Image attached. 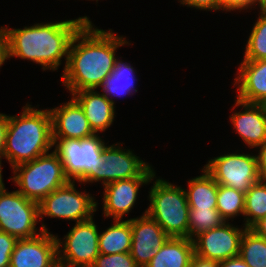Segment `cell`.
I'll return each mask as SVG.
<instances>
[{
  "mask_svg": "<svg viewBox=\"0 0 266 267\" xmlns=\"http://www.w3.org/2000/svg\"><path fill=\"white\" fill-rule=\"evenodd\" d=\"M49 111L53 139H83L95 134L82 107L73 97Z\"/></svg>",
  "mask_w": 266,
  "mask_h": 267,
  "instance_id": "16",
  "label": "cell"
},
{
  "mask_svg": "<svg viewBox=\"0 0 266 267\" xmlns=\"http://www.w3.org/2000/svg\"><path fill=\"white\" fill-rule=\"evenodd\" d=\"M17 240L15 236L0 231V267H9L10 257Z\"/></svg>",
  "mask_w": 266,
  "mask_h": 267,
  "instance_id": "30",
  "label": "cell"
},
{
  "mask_svg": "<svg viewBox=\"0 0 266 267\" xmlns=\"http://www.w3.org/2000/svg\"><path fill=\"white\" fill-rule=\"evenodd\" d=\"M56 235L42 231L32 238L18 239L9 267H55L58 264Z\"/></svg>",
  "mask_w": 266,
  "mask_h": 267,
  "instance_id": "14",
  "label": "cell"
},
{
  "mask_svg": "<svg viewBox=\"0 0 266 267\" xmlns=\"http://www.w3.org/2000/svg\"><path fill=\"white\" fill-rule=\"evenodd\" d=\"M258 236L266 239V217L260 219L251 228Z\"/></svg>",
  "mask_w": 266,
  "mask_h": 267,
  "instance_id": "38",
  "label": "cell"
},
{
  "mask_svg": "<svg viewBox=\"0 0 266 267\" xmlns=\"http://www.w3.org/2000/svg\"><path fill=\"white\" fill-rule=\"evenodd\" d=\"M82 107L87 120L95 133L104 132L115 119V104L103 93L82 90L71 95Z\"/></svg>",
  "mask_w": 266,
  "mask_h": 267,
  "instance_id": "19",
  "label": "cell"
},
{
  "mask_svg": "<svg viewBox=\"0 0 266 267\" xmlns=\"http://www.w3.org/2000/svg\"><path fill=\"white\" fill-rule=\"evenodd\" d=\"M234 86H237L236 99L257 104L266 97V59L242 61L238 67Z\"/></svg>",
  "mask_w": 266,
  "mask_h": 267,
  "instance_id": "18",
  "label": "cell"
},
{
  "mask_svg": "<svg viewBox=\"0 0 266 267\" xmlns=\"http://www.w3.org/2000/svg\"><path fill=\"white\" fill-rule=\"evenodd\" d=\"M194 254L193 240L169 237L145 267H190Z\"/></svg>",
  "mask_w": 266,
  "mask_h": 267,
  "instance_id": "20",
  "label": "cell"
},
{
  "mask_svg": "<svg viewBox=\"0 0 266 267\" xmlns=\"http://www.w3.org/2000/svg\"><path fill=\"white\" fill-rule=\"evenodd\" d=\"M190 267H219V262L205 259L194 254Z\"/></svg>",
  "mask_w": 266,
  "mask_h": 267,
  "instance_id": "35",
  "label": "cell"
},
{
  "mask_svg": "<svg viewBox=\"0 0 266 267\" xmlns=\"http://www.w3.org/2000/svg\"><path fill=\"white\" fill-rule=\"evenodd\" d=\"M250 32L243 61L266 59V8H260V14Z\"/></svg>",
  "mask_w": 266,
  "mask_h": 267,
  "instance_id": "27",
  "label": "cell"
},
{
  "mask_svg": "<svg viewBox=\"0 0 266 267\" xmlns=\"http://www.w3.org/2000/svg\"><path fill=\"white\" fill-rule=\"evenodd\" d=\"M7 60L6 27H0V67Z\"/></svg>",
  "mask_w": 266,
  "mask_h": 267,
  "instance_id": "36",
  "label": "cell"
},
{
  "mask_svg": "<svg viewBox=\"0 0 266 267\" xmlns=\"http://www.w3.org/2000/svg\"><path fill=\"white\" fill-rule=\"evenodd\" d=\"M113 222L114 224L99 233V253L109 255L130 252L132 243L130 219H114Z\"/></svg>",
  "mask_w": 266,
  "mask_h": 267,
  "instance_id": "22",
  "label": "cell"
},
{
  "mask_svg": "<svg viewBox=\"0 0 266 267\" xmlns=\"http://www.w3.org/2000/svg\"><path fill=\"white\" fill-rule=\"evenodd\" d=\"M39 221V203L27 199L17 190H0V231L17 239L32 238L47 231L46 224L36 228ZM40 231V232H37Z\"/></svg>",
  "mask_w": 266,
  "mask_h": 267,
  "instance_id": "7",
  "label": "cell"
},
{
  "mask_svg": "<svg viewBox=\"0 0 266 267\" xmlns=\"http://www.w3.org/2000/svg\"><path fill=\"white\" fill-rule=\"evenodd\" d=\"M243 226L251 228L260 219L266 217V179H260L245 192Z\"/></svg>",
  "mask_w": 266,
  "mask_h": 267,
  "instance_id": "24",
  "label": "cell"
},
{
  "mask_svg": "<svg viewBox=\"0 0 266 267\" xmlns=\"http://www.w3.org/2000/svg\"><path fill=\"white\" fill-rule=\"evenodd\" d=\"M2 161H0V190H2L5 186H4V183H3V176H2Z\"/></svg>",
  "mask_w": 266,
  "mask_h": 267,
  "instance_id": "41",
  "label": "cell"
},
{
  "mask_svg": "<svg viewBox=\"0 0 266 267\" xmlns=\"http://www.w3.org/2000/svg\"><path fill=\"white\" fill-rule=\"evenodd\" d=\"M91 267H139L130 252L105 255L100 253Z\"/></svg>",
  "mask_w": 266,
  "mask_h": 267,
  "instance_id": "29",
  "label": "cell"
},
{
  "mask_svg": "<svg viewBox=\"0 0 266 267\" xmlns=\"http://www.w3.org/2000/svg\"><path fill=\"white\" fill-rule=\"evenodd\" d=\"M230 222L198 234L194 239L195 255L218 262L239 256L242 236L247 229Z\"/></svg>",
  "mask_w": 266,
  "mask_h": 267,
  "instance_id": "11",
  "label": "cell"
},
{
  "mask_svg": "<svg viewBox=\"0 0 266 267\" xmlns=\"http://www.w3.org/2000/svg\"><path fill=\"white\" fill-rule=\"evenodd\" d=\"M122 143L105 145L97 166V182L103 186L122 179L140 177L151 165L136 156L130 149H122Z\"/></svg>",
  "mask_w": 266,
  "mask_h": 267,
  "instance_id": "12",
  "label": "cell"
},
{
  "mask_svg": "<svg viewBox=\"0 0 266 267\" xmlns=\"http://www.w3.org/2000/svg\"><path fill=\"white\" fill-rule=\"evenodd\" d=\"M182 5H187L190 8H196L198 10L217 11L226 9L220 4L219 0H179Z\"/></svg>",
  "mask_w": 266,
  "mask_h": 267,
  "instance_id": "31",
  "label": "cell"
},
{
  "mask_svg": "<svg viewBox=\"0 0 266 267\" xmlns=\"http://www.w3.org/2000/svg\"><path fill=\"white\" fill-rule=\"evenodd\" d=\"M204 168L217 184L244 193L261 179L258 173L256 155L248 153H227L214 157L208 160Z\"/></svg>",
  "mask_w": 266,
  "mask_h": 267,
  "instance_id": "10",
  "label": "cell"
},
{
  "mask_svg": "<svg viewBox=\"0 0 266 267\" xmlns=\"http://www.w3.org/2000/svg\"><path fill=\"white\" fill-rule=\"evenodd\" d=\"M8 127V115L0 113V161L4 155L6 132Z\"/></svg>",
  "mask_w": 266,
  "mask_h": 267,
  "instance_id": "34",
  "label": "cell"
},
{
  "mask_svg": "<svg viewBox=\"0 0 266 267\" xmlns=\"http://www.w3.org/2000/svg\"><path fill=\"white\" fill-rule=\"evenodd\" d=\"M132 243L130 254L139 267H145L158 253L169 236L146 210L142 216L130 218Z\"/></svg>",
  "mask_w": 266,
  "mask_h": 267,
  "instance_id": "15",
  "label": "cell"
},
{
  "mask_svg": "<svg viewBox=\"0 0 266 267\" xmlns=\"http://www.w3.org/2000/svg\"><path fill=\"white\" fill-rule=\"evenodd\" d=\"M239 256L250 267H266V239L247 228L241 239Z\"/></svg>",
  "mask_w": 266,
  "mask_h": 267,
  "instance_id": "25",
  "label": "cell"
},
{
  "mask_svg": "<svg viewBox=\"0 0 266 267\" xmlns=\"http://www.w3.org/2000/svg\"><path fill=\"white\" fill-rule=\"evenodd\" d=\"M189 239L226 222L217 209H189Z\"/></svg>",
  "mask_w": 266,
  "mask_h": 267,
  "instance_id": "28",
  "label": "cell"
},
{
  "mask_svg": "<svg viewBox=\"0 0 266 267\" xmlns=\"http://www.w3.org/2000/svg\"><path fill=\"white\" fill-rule=\"evenodd\" d=\"M97 227L92 217L86 221L77 222L62 238L64 241L56 235L58 263L64 267H91L100 254Z\"/></svg>",
  "mask_w": 266,
  "mask_h": 267,
  "instance_id": "9",
  "label": "cell"
},
{
  "mask_svg": "<svg viewBox=\"0 0 266 267\" xmlns=\"http://www.w3.org/2000/svg\"><path fill=\"white\" fill-rule=\"evenodd\" d=\"M220 4L226 9V12L236 10H247L253 8L254 0H219Z\"/></svg>",
  "mask_w": 266,
  "mask_h": 267,
  "instance_id": "32",
  "label": "cell"
},
{
  "mask_svg": "<svg viewBox=\"0 0 266 267\" xmlns=\"http://www.w3.org/2000/svg\"><path fill=\"white\" fill-rule=\"evenodd\" d=\"M266 118V97L257 103Z\"/></svg>",
  "mask_w": 266,
  "mask_h": 267,
  "instance_id": "39",
  "label": "cell"
},
{
  "mask_svg": "<svg viewBox=\"0 0 266 267\" xmlns=\"http://www.w3.org/2000/svg\"><path fill=\"white\" fill-rule=\"evenodd\" d=\"M86 21L73 36L61 82L71 92L101 88L115 68L116 50L130 45L123 36Z\"/></svg>",
  "mask_w": 266,
  "mask_h": 267,
  "instance_id": "1",
  "label": "cell"
},
{
  "mask_svg": "<svg viewBox=\"0 0 266 267\" xmlns=\"http://www.w3.org/2000/svg\"><path fill=\"white\" fill-rule=\"evenodd\" d=\"M90 21L83 16L72 20L34 23L23 29L6 26L7 60L11 57L40 64L43 71L58 70L61 59L66 67L71 40L80 27Z\"/></svg>",
  "mask_w": 266,
  "mask_h": 267,
  "instance_id": "2",
  "label": "cell"
},
{
  "mask_svg": "<svg viewBox=\"0 0 266 267\" xmlns=\"http://www.w3.org/2000/svg\"><path fill=\"white\" fill-rule=\"evenodd\" d=\"M234 107L243 108L229 116L233 128L248 148H258L266 140V118L257 104L235 100Z\"/></svg>",
  "mask_w": 266,
  "mask_h": 267,
  "instance_id": "17",
  "label": "cell"
},
{
  "mask_svg": "<svg viewBox=\"0 0 266 267\" xmlns=\"http://www.w3.org/2000/svg\"><path fill=\"white\" fill-rule=\"evenodd\" d=\"M154 178L156 173L150 166L140 177L122 179L103 186L104 217L122 220L133 209L140 186L150 183Z\"/></svg>",
  "mask_w": 266,
  "mask_h": 267,
  "instance_id": "13",
  "label": "cell"
},
{
  "mask_svg": "<svg viewBox=\"0 0 266 267\" xmlns=\"http://www.w3.org/2000/svg\"><path fill=\"white\" fill-rule=\"evenodd\" d=\"M216 209L226 222L234 219L236 216H244L245 193L218 184Z\"/></svg>",
  "mask_w": 266,
  "mask_h": 267,
  "instance_id": "26",
  "label": "cell"
},
{
  "mask_svg": "<svg viewBox=\"0 0 266 267\" xmlns=\"http://www.w3.org/2000/svg\"><path fill=\"white\" fill-rule=\"evenodd\" d=\"M256 155L258 173L261 179H266V140L259 146Z\"/></svg>",
  "mask_w": 266,
  "mask_h": 267,
  "instance_id": "33",
  "label": "cell"
},
{
  "mask_svg": "<svg viewBox=\"0 0 266 267\" xmlns=\"http://www.w3.org/2000/svg\"><path fill=\"white\" fill-rule=\"evenodd\" d=\"M95 133L83 139H53L54 151L58 154L66 177L82 183L97 182L98 162L107 143Z\"/></svg>",
  "mask_w": 266,
  "mask_h": 267,
  "instance_id": "6",
  "label": "cell"
},
{
  "mask_svg": "<svg viewBox=\"0 0 266 267\" xmlns=\"http://www.w3.org/2000/svg\"><path fill=\"white\" fill-rule=\"evenodd\" d=\"M55 267H64V266L58 263Z\"/></svg>",
  "mask_w": 266,
  "mask_h": 267,
  "instance_id": "42",
  "label": "cell"
},
{
  "mask_svg": "<svg viewBox=\"0 0 266 267\" xmlns=\"http://www.w3.org/2000/svg\"><path fill=\"white\" fill-rule=\"evenodd\" d=\"M258 5V7L259 8H266V0H254V7L253 8H255V6H257Z\"/></svg>",
  "mask_w": 266,
  "mask_h": 267,
  "instance_id": "40",
  "label": "cell"
},
{
  "mask_svg": "<svg viewBox=\"0 0 266 267\" xmlns=\"http://www.w3.org/2000/svg\"><path fill=\"white\" fill-rule=\"evenodd\" d=\"M146 213L169 237L189 238V205L185 190L164 179H156L150 189Z\"/></svg>",
  "mask_w": 266,
  "mask_h": 267,
  "instance_id": "4",
  "label": "cell"
},
{
  "mask_svg": "<svg viewBox=\"0 0 266 267\" xmlns=\"http://www.w3.org/2000/svg\"><path fill=\"white\" fill-rule=\"evenodd\" d=\"M219 267H250L240 256L229 258L219 262Z\"/></svg>",
  "mask_w": 266,
  "mask_h": 267,
  "instance_id": "37",
  "label": "cell"
},
{
  "mask_svg": "<svg viewBox=\"0 0 266 267\" xmlns=\"http://www.w3.org/2000/svg\"><path fill=\"white\" fill-rule=\"evenodd\" d=\"M75 183V181H69L51 192L39 203V222L48 216L73 220L77 223L94 216L99 203L86 191H77Z\"/></svg>",
  "mask_w": 266,
  "mask_h": 267,
  "instance_id": "8",
  "label": "cell"
},
{
  "mask_svg": "<svg viewBox=\"0 0 266 267\" xmlns=\"http://www.w3.org/2000/svg\"><path fill=\"white\" fill-rule=\"evenodd\" d=\"M26 104L21 115L8 116L3 158L11 168L50 152L53 146L51 114Z\"/></svg>",
  "mask_w": 266,
  "mask_h": 267,
  "instance_id": "3",
  "label": "cell"
},
{
  "mask_svg": "<svg viewBox=\"0 0 266 267\" xmlns=\"http://www.w3.org/2000/svg\"><path fill=\"white\" fill-rule=\"evenodd\" d=\"M12 170L14 176L10 179L19 187L17 191L37 203L70 181L54 150L30 162L17 165Z\"/></svg>",
  "mask_w": 266,
  "mask_h": 267,
  "instance_id": "5",
  "label": "cell"
},
{
  "mask_svg": "<svg viewBox=\"0 0 266 267\" xmlns=\"http://www.w3.org/2000/svg\"><path fill=\"white\" fill-rule=\"evenodd\" d=\"M135 70L127 62L119 58L116 60L113 72L104 80L101 85L103 94L115 104L113 97L133 95L138 90L135 88Z\"/></svg>",
  "mask_w": 266,
  "mask_h": 267,
  "instance_id": "23",
  "label": "cell"
},
{
  "mask_svg": "<svg viewBox=\"0 0 266 267\" xmlns=\"http://www.w3.org/2000/svg\"><path fill=\"white\" fill-rule=\"evenodd\" d=\"M202 175L188 180L185 190L190 209H216L218 184L214 178L202 168Z\"/></svg>",
  "mask_w": 266,
  "mask_h": 267,
  "instance_id": "21",
  "label": "cell"
}]
</instances>
